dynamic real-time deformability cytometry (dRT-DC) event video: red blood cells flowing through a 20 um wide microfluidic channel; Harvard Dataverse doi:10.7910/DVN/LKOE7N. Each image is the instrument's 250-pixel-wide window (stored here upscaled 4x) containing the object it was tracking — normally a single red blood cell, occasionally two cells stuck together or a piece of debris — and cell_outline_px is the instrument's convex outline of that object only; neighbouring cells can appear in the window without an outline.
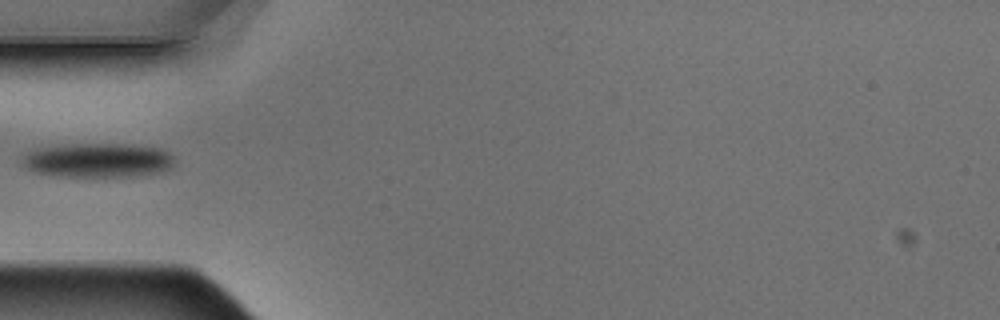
{"species": "Egyptian fruit bat (a non-hibernating species)", "species_latin": "Rousettus aegyptiacus", "temperature_condition": "warm", "stored_images_in_passage": 1, "camera_frame_rate_fps": 3000, "um_per_image_px": 0.085, "animal": {"sex": "male"}, "frame": {"image": 1, "passage_image": 1, "time_ms": 0.0, "image_size_px": [1000, 320], "cell_outline_px": [[176, 164], [172, 168], [164, 172], [136, 176], [56, 176], [36, 172], [24, 168], [20, 164], [24, 152], [40, 148], [76, 144], [116, 144], [160, 148], [168, 152], [172, 156]], "centroid_in_image_um": [8.32, 13.64], "position_along_channel_um": 76.7, "area_um2": 30.58}}